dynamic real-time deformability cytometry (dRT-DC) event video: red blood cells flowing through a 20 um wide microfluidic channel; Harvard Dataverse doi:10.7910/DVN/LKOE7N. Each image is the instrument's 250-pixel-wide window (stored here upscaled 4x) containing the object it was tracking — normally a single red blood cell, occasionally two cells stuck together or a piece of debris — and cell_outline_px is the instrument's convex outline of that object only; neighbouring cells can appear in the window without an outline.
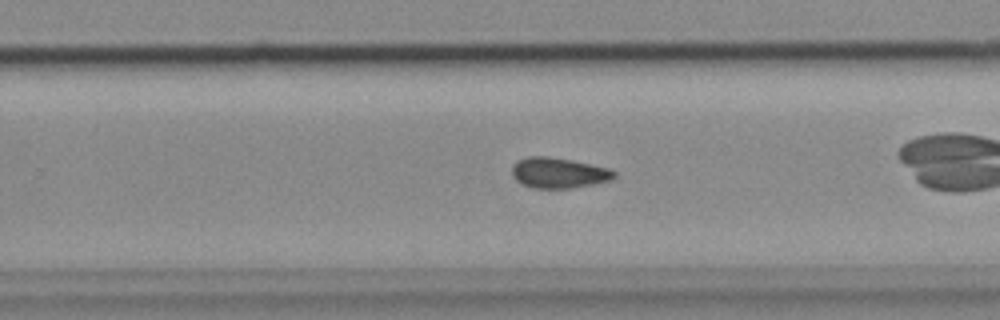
{"species": "common noctule bat (a hibernating species)", "species_latin": "Nyctalus noctula", "temperature_condition": "cold", "stored_images_in_passage": 32, "camera_frame_rate_fps": 3000, "um_per_image_px": 0.085, "animal": {"sex": "female", "body_mass_g": 18.4}, "frame": {"image": 1, "passage_image": 19, "time_ms": 6.0, "image_size_px": [1000, 320], "cell_outline_px": [[616, 176], [612, 180], [572, 188], [532, 188], [516, 180], [512, 176], [512, 168], [516, 160], [528, 156], [548, 156], [572, 160], [608, 168], [616, 172]], "centroid_in_image_um": [47.47, 14.69], "position_along_channel_um": 282.3, "area_um2": 18.21}}